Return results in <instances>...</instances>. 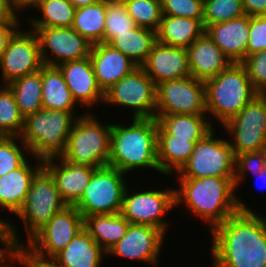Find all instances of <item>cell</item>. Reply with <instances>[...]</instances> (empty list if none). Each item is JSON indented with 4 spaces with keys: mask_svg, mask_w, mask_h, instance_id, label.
<instances>
[{
    "mask_svg": "<svg viewBox=\"0 0 266 267\" xmlns=\"http://www.w3.org/2000/svg\"><path fill=\"white\" fill-rule=\"evenodd\" d=\"M211 267H266V220L238 211L212 231Z\"/></svg>",
    "mask_w": 266,
    "mask_h": 267,
    "instance_id": "1",
    "label": "cell"
},
{
    "mask_svg": "<svg viewBox=\"0 0 266 267\" xmlns=\"http://www.w3.org/2000/svg\"><path fill=\"white\" fill-rule=\"evenodd\" d=\"M175 206L185 202L190 213L210 224L211 231L240 211H250L236 196L234 177L178 178Z\"/></svg>",
    "mask_w": 266,
    "mask_h": 267,
    "instance_id": "2",
    "label": "cell"
},
{
    "mask_svg": "<svg viewBox=\"0 0 266 267\" xmlns=\"http://www.w3.org/2000/svg\"><path fill=\"white\" fill-rule=\"evenodd\" d=\"M132 119L133 123L128 126L112 124L108 166L125 174L145 167L160 172L157 162V120Z\"/></svg>",
    "mask_w": 266,
    "mask_h": 267,
    "instance_id": "3",
    "label": "cell"
},
{
    "mask_svg": "<svg viewBox=\"0 0 266 267\" xmlns=\"http://www.w3.org/2000/svg\"><path fill=\"white\" fill-rule=\"evenodd\" d=\"M74 112L41 108L24 118L19 135L31 156L47 159L60 156L67 145L72 126L77 119Z\"/></svg>",
    "mask_w": 266,
    "mask_h": 267,
    "instance_id": "4",
    "label": "cell"
},
{
    "mask_svg": "<svg viewBox=\"0 0 266 267\" xmlns=\"http://www.w3.org/2000/svg\"><path fill=\"white\" fill-rule=\"evenodd\" d=\"M204 84L206 113L210 112L222 126L259 95L241 63H232Z\"/></svg>",
    "mask_w": 266,
    "mask_h": 267,
    "instance_id": "5",
    "label": "cell"
},
{
    "mask_svg": "<svg viewBox=\"0 0 266 267\" xmlns=\"http://www.w3.org/2000/svg\"><path fill=\"white\" fill-rule=\"evenodd\" d=\"M92 115L87 112L86 115L77 116L60 158L86 167L108 165L112 124H101Z\"/></svg>",
    "mask_w": 266,
    "mask_h": 267,
    "instance_id": "6",
    "label": "cell"
},
{
    "mask_svg": "<svg viewBox=\"0 0 266 267\" xmlns=\"http://www.w3.org/2000/svg\"><path fill=\"white\" fill-rule=\"evenodd\" d=\"M67 206L52 175L43 166L33 177L27 197L15 215L22 219L29 241L55 214Z\"/></svg>",
    "mask_w": 266,
    "mask_h": 267,
    "instance_id": "7",
    "label": "cell"
},
{
    "mask_svg": "<svg viewBox=\"0 0 266 267\" xmlns=\"http://www.w3.org/2000/svg\"><path fill=\"white\" fill-rule=\"evenodd\" d=\"M124 174L108 165L96 168L82 197L73 206L83 218L95 214L120 213L127 187Z\"/></svg>",
    "mask_w": 266,
    "mask_h": 267,
    "instance_id": "8",
    "label": "cell"
},
{
    "mask_svg": "<svg viewBox=\"0 0 266 267\" xmlns=\"http://www.w3.org/2000/svg\"><path fill=\"white\" fill-rule=\"evenodd\" d=\"M214 131L195 143L187 163L178 178L234 177L235 156L230 141L215 139Z\"/></svg>",
    "mask_w": 266,
    "mask_h": 267,
    "instance_id": "9",
    "label": "cell"
},
{
    "mask_svg": "<svg viewBox=\"0 0 266 267\" xmlns=\"http://www.w3.org/2000/svg\"><path fill=\"white\" fill-rule=\"evenodd\" d=\"M104 103L134 108L133 118H155L157 85L137 67L105 91Z\"/></svg>",
    "mask_w": 266,
    "mask_h": 267,
    "instance_id": "10",
    "label": "cell"
},
{
    "mask_svg": "<svg viewBox=\"0 0 266 267\" xmlns=\"http://www.w3.org/2000/svg\"><path fill=\"white\" fill-rule=\"evenodd\" d=\"M223 126L233 135L234 156L266 149V94L257 95Z\"/></svg>",
    "mask_w": 266,
    "mask_h": 267,
    "instance_id": "11",
    "label": "cell"
},
{
    "mask_svg": "<svg viewBox=\"0 0 266 267\" xmlns=\"http://www.w3.org/2000/svg\"><path fill=\"white\" fill-rule=\"evenodd\" d=\"M206 114L205 84L193 76L157 85L156 115Z\"/></svg>",
    "mask_w": 266,
    "mask_h": 267,
    "instance_id": "12",
    "label": "cell"
},
{
    "mask_svg": "<svg viewBox=\"0 0 266 267\" xmlns=\"http://www.w3.org/2000/svg\"><path fill=\"white\" fill-rule=\"evenodd\" d=\"M127 190L126 187L120 213L130 224L150 225L165 234L168 226L162 217L175 206V190H144L131 195Z\"/></svg>",
    "mask_w": 266,
    "mask_h": 267,
    "instance_id": "13",
    "label": "cell"
},
{
    "mask_svg": "<svg viewBox=\"0 0 266 267\" xmlns=\"http://www.w3.org/2000/svg\"><path fill=\"white\" fill-rule=\"evenodd\" d=\"M33 31L38 38L43 65L58 66L90 55L92 44L72 27H33ZM47 51L53 53L54 59Z\"/></svg>",
    "mask_w": 266,
    "mask_h": 267,
    "instance_id": "14",
    "label": "cell"
},
{
    "mask_svg": "<svg viewBox=\"0 0 266 267\" xmlns=\"http://www.w3.org/2000/svg\"><path fill=\"white\" fill-rule=\"evenodd\" d=\"M43 66L36 33L16 30L9 38L0 59L2 81L8 85L22 76L37 72Z\"/></svg>",
    "mask_w": 266,
    "mask_h": 267,
    "instance_id": "15",
    "label": "cell"
},
{
    "mask_svg": "<svg viewBox=\"0 0 266 267\" xmlns=\"http://www.w3.org/2000/svg\"><path fill=\"white\" fill-rule=\"evenodd\" d=\"M84 228V218L75 206L55 214L29 241L27 246L38 255L55 256Z\"/></svg>",
    "mask_w": 266,
    "mask_h": 267,
    "instance_id": "16",
    "label": "cell"
},
{
    "mask_svg": "<svg viewBox=\"0 0 266 267\" xmlns=\"http://www.w3.org/2000/svg\"><path fill=\"white\" fill-rule=\"evenodd\" d=\"M165 234L150 225L130 224L126 234L107 252L114 255L141 260L155 265Z\"/></svg>",
    "mask_w": 266,
    "mask_h": 267,
    "instance_id": "17",
    "label": "cell"
},
{
    "mask_svg": "<svg viewBox=\"0 0 266 267\" xmlns=\"http://www.w3.org/2000/svg\"><path fill=\"white\" fill-rule=\"evenodd\" d=\"M56 159L60 164L56 163ZM43 166L52 175L59 193L68 206H73L82 197L96 169L83 166L73 160H64L60 156L44 159Z\"/></svg>",
    "mask_w": 266,
    "mask_h": 267,
    "instance_id": "18",
    "label": "cell"
},
{
    "mask_svg": "<svg viewBox=\"0 0 266 267\" xmlns=\"http://www.w3.org/2000/svg\"><path fill=\"white\" fill-rule=\"evenodd\" d=\"M141 67L156 85L191 76L186 48L167 46L158 41Z\"/></svg>",
    "mask_w": 266,
    "mask_h": 267,
    "instance_id": "19",
    "label": "cell"
},
{
    "mask_svg": "<svg viewBox=\"0 0 266 267\" xmlns=\"http://www.w3.org/2000/svg\"><path fill=\"white\" fill-rule=\"evenodd\" d=\"M63 74L72 98L82 106L104 102L105 92L98 84L90 58L73 60L57 66Z\"/></svg>",
    "mask_w": 266,
    "mask_h": 267,
    "instance_id": "20",
    "label": "cell"
},
{
    "mask_svg": "<svg viewBox=\"0 0 266 267\" xmlns=\"http://www.w3.org/2000/svg\"><path fill=\"white\" fill-rule=\"evenodd\" d=\"M89 58L104 92L138 67L126 55L103 42L92 45Z\"/></svg>",
    "mask_w": 266,
    "mask_h": 267,
    "instance_id": "21",
    "label": "cell"
},
{
    "mask_svg": "<svg viewBox=\"0 0 266 267\" xmlns=\"http://www.w3.org/2000/svg\"><path fill=\"white\" fill-rule=\"evenodd\" d=\"M186 50L191 76L203 82L217 76L233 63L206 33Z\"/></svg>",
    "mask_w": 266,
    "mask_h": 267,
    "instance_id": "22",
    "label": "cell"
},
{
    "mask_svg": "<svg viewBox=\"0 0 266 267\" xmlns=\"http://www.w3.org/2000/svg\"><path fill=\"white\" fill-rule=\"evenodd\" d=\"M205 33L224 52L233 63H240L247 56L249 36V16L211 24Z\"/></svg>",
    "mask_w": 266,
    "mask_h": 267,
    "instance_id": "23",
    "label": "cell"
},
{
    "mask_svg": "<svg viewBox=\"0 0 266 267\" xmlns=\"http://www.w3.org/2000/svg\"><path fill=\"white\" fill-rule=\"evenodd\" d=\"M38 160L34 167L26 160L19 168L0 177V207L2 209L16 214L22 207L33 177L43 167V159Z\"/></svg>",
    "mask_w": 266,
    "mask_h": 267,
    "instance_id": "24",
    "label": "cell"
},
{
    "mask_svg": "<svg viewBox=\"0 0 266 267\" xmlns=\"http://www.w3.org/2000/svg\"><path fill=\"white\" fill-rule=\"evenodd\" d=\"M194 146L190 138H174L157 122V162L162 174L171 175L174 170L178 173L189 160Z\"/></svg>",
    "mask_w": 266,
    "mask_h": 267,
    "instance_id": "25",
    "label": "cell"
},
{
    "mask_svg": "<svg viewBox=\"0 0 266 267\" xmlns=\"http://www.w3.org/2000/svg\"><path fill=\"white\" fill-rule=\"evenodd\" d=\"M204 33L203 19L163 15L156 36L161 44L188 48Z\"/></svg>",
    "mask_w": 266,
    "mask_h": 267,
    "instance_id": "26",
    "label": "cell"
},
{
    "mask_svg": "<svg viewBox=\"0 0 266 267\" xmlns=\"http://www.w3.org/2000/svg\"><path fill=\"white\" fill-rule=\"evenodd\" d=\"M103 254L107 253L83 228L55 257L65 267H99Z\"/></svg>",
    "mask_w": 266,
    "mask_h": 267,
    "instance_id": "27",
    "label": "cell"
},
{
    "mask_svg": "<svg viewBox=\"0 0 266 267\" xmlns=\"http://www.w3.org/2000/svg\"><path fill=\"white\" fill-rule=\"evenodd\" d=\"M42 108L74 112L76 102L57 66L41 67Z\"/></svg>",
    "mask_w": 266,
    "mask_h": 267,
    "instance_id": "28",
    "label": "cell"
},
{
    "mask_svg": "<svg viewBox=\"0 0 266 267\" xmlns=\"http://www.w3.org/2000/svg\"><path fill=\"white\" fill-rule=\"evenodd\" d=\"M130 222L121 214H95L84 218V228L107 253L125 234Z\"/></svg>",
    "mask_w": 266,
    "mask_h": 267,
    "instance_id": "29",
    "label": "cell"
},
{
    "mask_svg": "<svg viewBox=\"0 0 266 267\" xmlns=\"http://www.w3.org/2000/svg\"><path fill=\"white\" fill-rule=\"evenodd\" d=\"M206 114L155 115L157 122L174 138H190L194 143L211 132L213 124Z\"/></svg>",
    "mask_w": 266,
    "mask_h": 267,
    "instance_id": "30",
    "label": "cell"
},
{
    "mask_svg": "<svg viewBox=\"0 0 266 267\" xmlns=\"http://www.w3.org/2000/svg\"><path fill=\"white\" fill-rule=\"evenodd\" d=\"M156 42V31L136 26L127 33L118 34L109 45L130 58L138 67H141L146 62Z\"/></svg>",
    "mask_w": 266,
    "mask_h": 267,
    "instance_id": "31",
    "label": "cell"
},
{
    "mask_svg": "<svg viewBox=\"0 0 266 267\" xmlns=\"http://www.w3.org/2000/svg\"><path fill=\"white\" fill-rule=\"evenodd\" d=\"M106 0L77 8L72 28L92 45L104 43Z\"/></svg>",
    "mask_w": 266,
    "mask_h": 267,
    "instance_id": "32",
    "label": "cell"
},
{
    "mask_svg": "<svg viewBox=\"0 0 266 267\" xmlns=\"http://www.w3.org/2000/svg\"><path fill=\"white\" fill-rule=\"evenodd\" d=\"M21 115L25 118L42 108V80L39 71L22 76L8 84Z\"/></svg>",
    "mask_w": 266,
    "mask_h": 267,
    "instance_id": "33",
    "label": "cell"
},
{
    "mask_svg": "<svg viewBox=\"0 0 266 267\" xmlns=\"http://www.w3.org/2000/svg\"><path fill=\"white\" fill-rule=\"evenodd\" d=\"M40 9L41 19H31L33 27H72L76 8L69 0H37L32 7Z\"/></svg>",
    "mask_w": 266,
    "mask_h": 267,
    "instance_id": "34",
    "label": "cell"
},
{
    "mask_svg": "<svg viewBox=\"0 0 266 267\" xmlns=\"http://www.w3.org/2000/svg\"><path fill=\"white\" fill-rule=\"evenodd\" d=\"M24 123L15 96L8 85L0 88V136H19Z\"/></svg>",
    "mask_w": 266,
    "mask_h": 267,
    "instance_id": "35",
    "label": "cell"
},
{
    "mask_svg": "<svg viewBox=\"0 0 266 267\" xmlns=\"http://www.w3.org/2000/svg\"><path fill=\"white\" fill-rule=\"evenodd\" d=\"M136 27L123 0H106L104 43H110L118 34L127 33Z\"/></svg>",
    "mask_w": 266,
    "mask_h": 267,
    "instance_id": "36",
    "label": "cell"
},
{
    "mask_svg": "<svg viewBox=\"0 0 266 267\" xmlns=\"http://www.w3.org/2000/svg\"><path fill=\"white\" fill-rule=\"evenodd\" d=\"M136 26L157 31L162 20L161 0H123Z\"/></svg>",
    "mask_w": 266,
    "mask_h": 267,
    "instance_id": "37",
    "label": "cell"
},
{
    "mask_svg": "<svg viewBox=\"0 0 266 267\" xmlns=\"http://www.w3.org/2000/svg\"><path fill=\"white\" fill-rule=\"evenodd\" d=\"M245 15L241 0H204V27Z\"/></svg>",
    "mask_w": 266,
    "mask_h": 267,
    "instance_id": "38",
    "label": "cell"
},
{
    "mask_svg": "<svg viewBox=\"0 0 266 267\" xmlns=\"http://www.w3.org/2000/svg\"><path fill=\"white\" fill-rule=\"evenodd\" d=\"M18 138L19 136H0V177L19 168L27 160L24 151L28 153L29 149ZM16 139L22 144L21 148Z\"/></svg>",
    "mask_w": 266,
    "mask_h": 267,
    "instance_id": "39",
    "label": "cell"
},
{
    "mask_svg": "<svg viewBox=\"0 0 266 267\" xmlns=\"http://www.w3.org/2000/svg\"><path fill=\"white\" fill-rule=\"evenodd\" d=\"M266 169V149L255 152H247L235 155L234 163V184L237 188L244 176V173L251 171L257 175L260 171Z\"/></svg>",
    "mask_w": 266,
    "mask_h": 267,
    "instance_id": "40",
    "label": "cell"
},
{
    "mask_svg": "<svg viewBox=\"0 0 266 267\" xmlns=\"http://www.w3.org/2000/svg\"><path fill=\"white\" fill-rule=\"evenodd\" d=\"M162 15L204 18V0H161Z\"/></svg>",
    "mask_w": 266,
    "mask_h": 267,
    "instance_id": "41",
    "label": "cell"
},
{
    "mask_svg": "<svg viewBox=\"0 0 266 267\" xmlns=\"http://www.w3.org/2000/svg\"><path fill=\"white\" fill-rule=\"evenodd\" d=\"M259 94H266V50L246 56L240 62Z\"/></svg>",
    "mask_w": 266,
    "mask_h": 267,
    "instance_id": "42",
    "label": "cell"
},
{
    "mask_svg": "<svg viewBox=\"0 0 266 267\" xmlns=\"http://www.w3.org/2000/svg\"><path fill=\"white\" fill-rule=\"evenodd\" d=\"M266 50V15L249 16L247 56Z\"/></svg>",
    "mask_w": 266,
    "mask_h": 267,
    "instance_id": "43",
    "label": "cell"
},
{
    "mask_svg": "<svg viewBox=\"0 0 266 267\" xmlns=\"http://www.w3.org/2000/svg\"><path fill=\"white\" fill-rule=\"evenodd\" d=\"M17 262L26 267H65L55 256L35 254L28 246L22 244L16 248Z\"/></svg>",
    "mask_w": 266,
    "mask_h": 267,
    "instance_id": "44",
    "label": "cell"
},
{
    "mask_svg": "<svg viewBox=\"0 0 266 267\" xmlns=\"http://www.w3.org/2000/svg\"><path fill=\"white\" fill-rule=\"evenodd\" d=\"M11 223L12 222L0 218V242L5 247L18 248L22 243H20L14 224Z\"/></svg>",
    "mask_w": 266,
    "mask_h": 267,
    "instance_id": "45",
    "label": "cell"
},
{
    "mask_svg": "<svg viewBox=\"0 0 266 267\" xmlns=\"http://www.w3.org/2000/svg\"><path fill=\"white\" fill-rule=\"evenodd\" d=\"M19 11L10 0H0V23H19L16 12Z\"/></svg>",
    "mask_w": 266,
    "mask_h": 267,
    "instance_id": "46",
    "label": "cell"
},
{
    "mask_svg": "<svg viewBox=\"0 0 266 267\" xmlns=\"http://www.w3.org/2000/svg\"><path fill=\"white\" fill-rule=\"evenodd\" d=\"M246 15H266V0H241Z\"/></svg>",
    "mask_w": 266,
    "mask_h": 267,
    "instance_id": "47",
    "label": "cell"
},
{
    "mask_svg": "<svg viewBox=\"0 0 266 267\" xmlns=\"http://www.w3.org/2000/svg\"><path fill=\"white\" fill-rule=\"evenodd\" d=\"M19 25L20 23H0V59L6 49L9 38Z\"/></svg>",
    "mask_w": 266,
    "mask_h": 267,
    "instance_id": "48",
    "label": "cell"
},
{
    "mask_svg": "<svg viewBox=\"0 0 266 267\" xmlns=\"http://www.w3.org/2000/svg\"><path fill=\"white\" fill-rule=\"evenodd\" d=\"M0 248V267H11L12 265L9 263L4 264L6 260L9 258L12 263L13 261H16V248L15 247H4ZM7 253V254H6ZM8 257V258H7Z\"/></svg>",
    "mask_w": 266,
    "mask_h": 267,
    "instance_id": "49",
    "label": "cell"
},
{
    "mask_svg": "<svg viewBox=\"0 0 266 267\" xmlns=\"http://www.w3.org/2000/svg\"><path fill=\"white\" fill-rule=\"evenodd\" d=\"M37 0H10V2L18 9H24L26 7L31 8Z\"/></svg>",
    "mask_w": 266,
    "mask_h": 267,
    "instance_id": "50",
    "label": "cell"
},
{
    "mask_svg": "<svg viewBox=\"0 0 266 267\" xmlns=\"http://www.w3.org/2000/svg\"><path fill=\"white\" fill-rule=\"evenodd\" d=\"M72 5L77 9L83 6H88L98 2L99 0H69Z\"/></svg>",
    "mask_w": 266,
    "mask_h": 267,
    "instance_id": "51",
    "label": "cell"
},
{
    "mask_svg": "<svg viewBox=\"0 0 266 267\" xmlns=\"http://www.w3.org/2000/svg\"><path fill=\"white\" fill-rule=\"evenodd\" d=\"M256 177H261L263 179V182L266 183V169H264L263 171H260Z\"/></svg>",
    "mask_w": 266,
    "mask_h": 267,
    "instance_id": "52",
    "label": "cell"
}]
</instances>
